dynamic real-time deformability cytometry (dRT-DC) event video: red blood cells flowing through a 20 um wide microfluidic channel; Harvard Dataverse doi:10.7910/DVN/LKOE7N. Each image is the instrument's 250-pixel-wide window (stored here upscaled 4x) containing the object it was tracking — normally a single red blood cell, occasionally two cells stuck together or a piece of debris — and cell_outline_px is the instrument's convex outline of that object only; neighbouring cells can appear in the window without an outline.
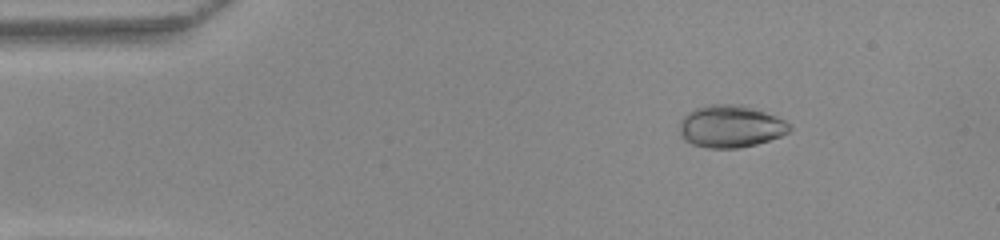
{"species": "common noctule bat (a hibernating species)", "species_latin": "Nyctalus noctula", "temperature_condition": "warm", "stored_images_in_passage": 45, "camera_frame_rate_fps": 3000, "um_per_image_px": 0.085, "animal": {"sex": "female", "body_mass_g": 22.0, "forearm_length_mm": 56.7}, "frame": {"image": 1, "passage_image": 1, "time_ms": 0.0, "image_size_px": [1000, 240], "cell_outline_px": [[792, 128], [788, 132], [780, 136], [756, 144], [736, 148], [708, 148], [692, 144], [684, 140], [680, 136], [680, 120], [688, 112], [696, 108], [708, 104], [736, 104], [764, 112], [776, 116], [784, 120]], "centroid_in_image_um": [62.05, 10.75], "position_along_channel_um": 22.9, "area_um2": 26.88}}
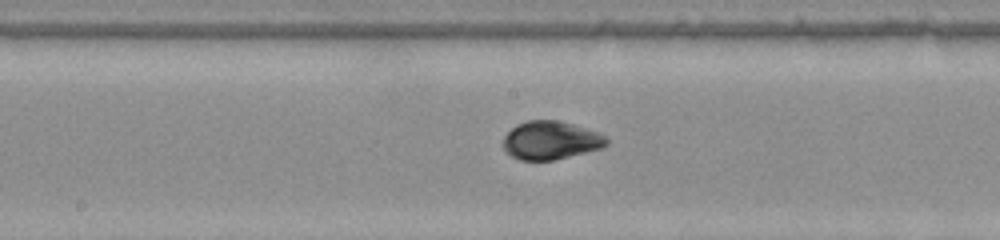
{"frame": {"image": 2, "passage_image": 20, "time_ms": 6.333, "image_size_px": [1000, 240], "cell_outline_px": [[608, 144], [600, 148], [552, 160], [520, 160], [512, 156], [504, 148], [504, 136], [516, 124], [528, 120], [556, 120], [572, 124], [600, 132], [608, 140]], "centroid_in_image_um": [46.8, 11.91], "position_along_channel_um": 201.4, "area_um2": 22.77}}
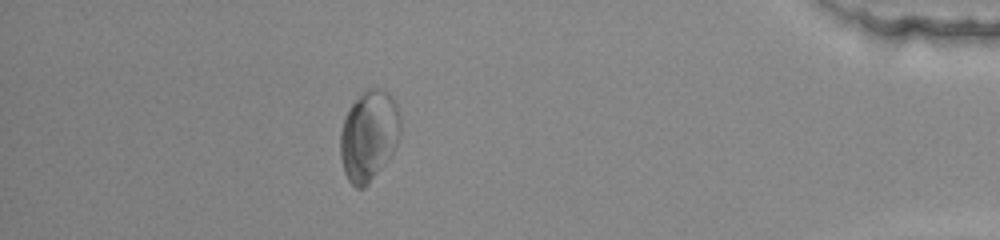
{"frame": {"image": 3, "passage_image": 39, "time_ms": 12.667, "image_size_px": [1000, 240], "cell_outline_px": [[400, 132], [396, 144], [388, 160], [368, 184], [364, 188], [356, 188], [348, 180], [344, 172], [340, 156], [340, 132], [344, 120], [352, 104], [368, 88], [380, 88], [388, 92], [396, 104], [400, 120]], "centroid_in_image_um": [31.34, 11.55], "position_along_channel_um": 403.9, "area_um2": 31.39}, "authors_computed_cell_mechanics": {"area_um2": 24.9696, "velocity_mm_per_s": 3.9879, "shape_relaxation_time_tau1_ms": 3.0074, "shape_relaxation_time_tau2_ms": null, "deformation_change_tau1": 0.12, "deformation_change_tau2": null}}